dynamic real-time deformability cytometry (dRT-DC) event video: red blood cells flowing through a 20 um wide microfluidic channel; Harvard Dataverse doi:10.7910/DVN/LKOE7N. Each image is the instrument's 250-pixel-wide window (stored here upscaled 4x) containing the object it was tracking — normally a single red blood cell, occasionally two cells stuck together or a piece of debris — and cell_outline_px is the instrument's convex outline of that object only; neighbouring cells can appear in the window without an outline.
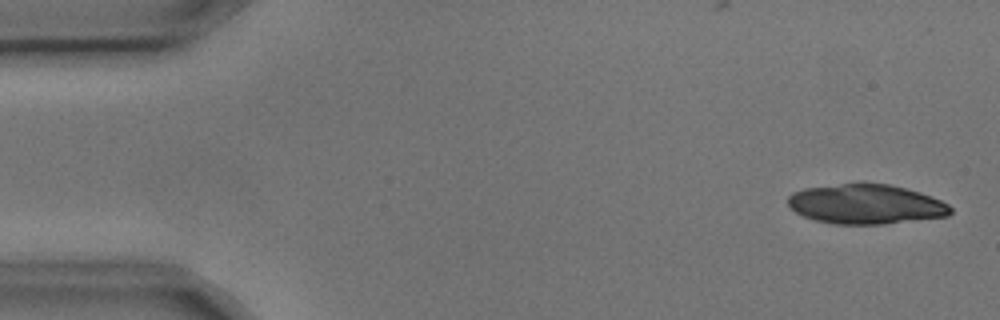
{"species": "common noctule bat (a hibernating species)", "species_latin": "Nyctalus noctula", "temperature_condition": "cold", "stored_images_in_passage": 5, "camera_frame_rate_fps": 3000, "um_per_image_px": 0.085, "animal": {"sex": "male", "body_mass_g": 17.9, "forearm_length_mm": 54.2}, "frame": {"image": 1, "passage_image": 1, "time_ms": 0.0, "image_size_px": [1000, 320], "cell_outline_px": [[952, 212], [948, 216], [884, 224], [836, 224], [816, 220], [804, 216], [796, 212], [788, 204], [788, 196], [792, 192], [804, 188], [840, 184], [888, 184], [920, 192], [940, 200], [948, 204], [952, 208]], "centroid_in_image_um": [73.61, 17.36], "position_along_channel_um": 11.4, "area_um2": 37.28}}